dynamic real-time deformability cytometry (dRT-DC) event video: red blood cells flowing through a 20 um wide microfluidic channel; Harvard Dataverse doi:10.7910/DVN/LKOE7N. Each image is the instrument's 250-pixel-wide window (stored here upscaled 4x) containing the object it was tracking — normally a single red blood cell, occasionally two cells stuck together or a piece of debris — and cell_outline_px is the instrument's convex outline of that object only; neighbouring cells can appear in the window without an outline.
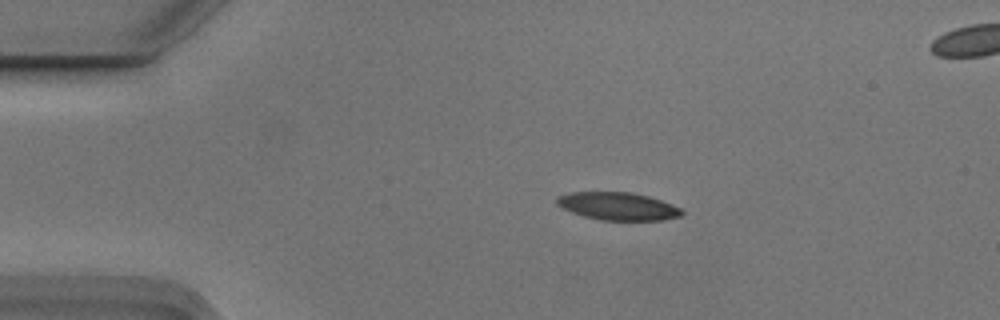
{"species": "Egyptian fruit bat (a non-hibernating species)", "species_latin": "Rousettus aegyptiacus", "temperature_condition": "cold", "stored_images_in_passage": 7, "camera_frame_rate_fps": 3000, "um_per_image_px": 0.085, "animal": {"sex": "male"}, "frame": {"image": 1, "passage_image": 2, "time_ms": 0.333, "image_size_px": [1000, 320], "cell_outline_px": [[684, 212], [680, 216], [664, 220], [600, 220], [584, 216], [572, 212], [556, 204], [556, 200], [560, 196], [568, 192], [632, 192], [648, 196], [660, 200], [680, 208]], "centroid_in_image_um": [52.52, 17.53], "position_along_channel_um": 32.5, "area_um2": 20.06}}
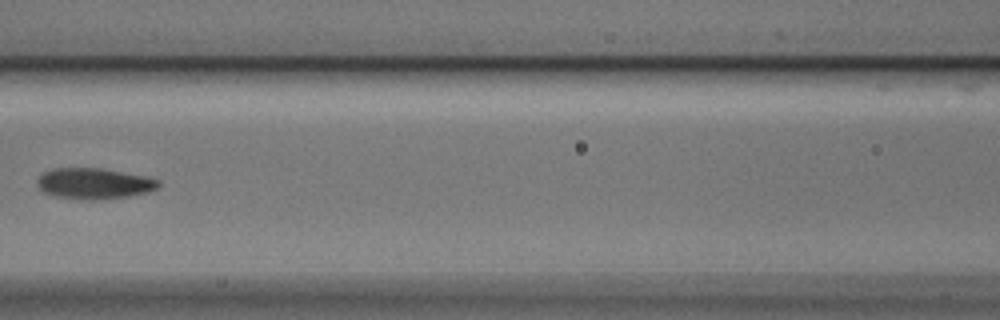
{"frame": {"image": 2, "passage_image": 6, "time_ms": 1.667, "image_size_px": [1000, 320], "cell_outline_px": [[160, 188], [148, 192], [128, 196], [96, 200], [92, 200], [56, 196], [40, 192], [36, 184], [36, 180], [44, 172], [52, 168], [100, 168], [148, 176], [160, 180]], "centroid_in_image_um": [8.0, 15.59], "position_along_channel_um": 158.6, "area_um2": 22.08}}
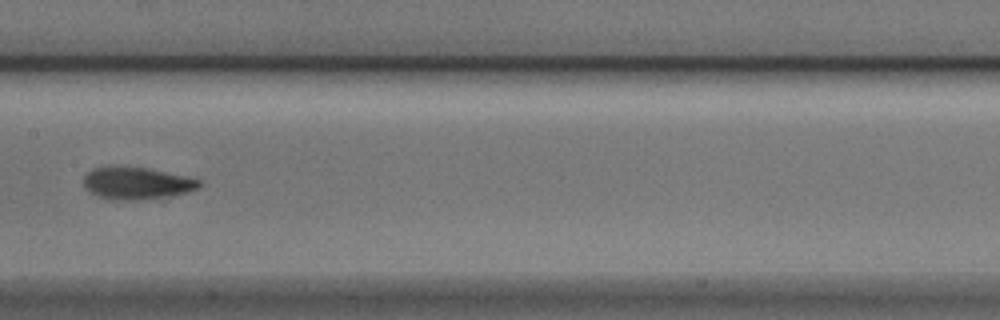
{"frame": {"image": 3, "passage_image": 7, "time_ms": 2.0, "image_size_px": [1000, 320], "cell_outline_px": [[200, 184], [196, 188], [172, 196], [140, 200], [112, 200], [88, 192], [84, 188], [84, 176], [92, 168], [108, 164], [112, 164], [148, 168], [188, 176], [200, 180]], "centroid_in_image_um": [11.54, 15.54], "position_along_channel_um": 195.9, "area_um2": 22.2}}